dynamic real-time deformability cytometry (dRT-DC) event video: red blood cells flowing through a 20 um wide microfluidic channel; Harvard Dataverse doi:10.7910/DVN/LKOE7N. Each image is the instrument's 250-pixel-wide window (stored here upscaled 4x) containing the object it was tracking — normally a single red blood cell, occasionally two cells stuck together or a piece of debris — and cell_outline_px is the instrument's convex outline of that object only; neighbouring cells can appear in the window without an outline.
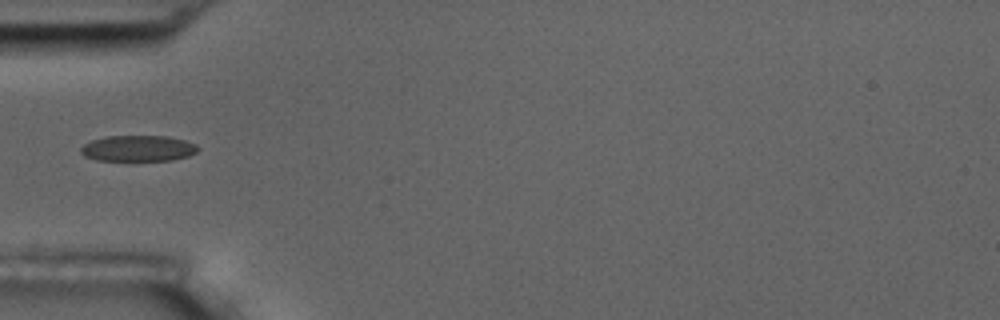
{"species": "common noctule bat (a hibernating species)", "species_latin": "Nyctalus noctula", "temperature_condition": "room temperature", "stored_images_in_passage": 7, "camera_frame_rate_fps": 3000, "um_per_image_px": 0.085, "animal": {"sex": "male", "body_mass_g": 17.5, "forearm_length_mm": 52.3}, "frame": {"image": 1, "passage_image": 2, "time_ms": 1.333, "image_size_px": [1000, 320], "cell_outline_px": [[200, 148], [196, 152], [188, 156], [172, 160], [96, 160], [84, 156], [80, 152], [80, 148], [84, 144], [92, 140], [108, 136], [168, 136], [184, 140], [196, 144]], "centroid_in_image_um": [11.74, 12.61], "position_along_channel_um": 73.3, "area_um2": 17.69}}
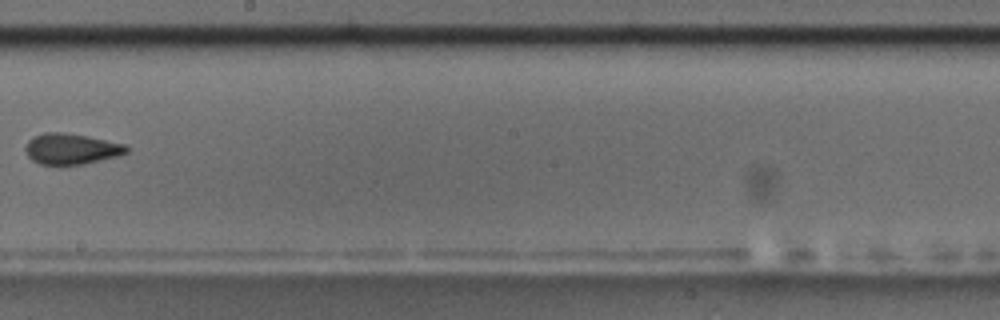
{"frame": {"image": 2, "passage_image": 6, "time_ms": 6.0, "image_size_px": [1000, 320], "cell_outline_px": [[128, 152], [120, 156], [84, 164], [60, 168], [40, 164], [32, 160], [28, 156], [24, 148], [28, 140], [32, 136], [44, 132], [64, 132], [88, 136], [124, 144], [128, 148]], "centroid_in_image_um": [6.02, 12.69], "position_along_channel_um": 242.2, "area_um2": 18.9}}
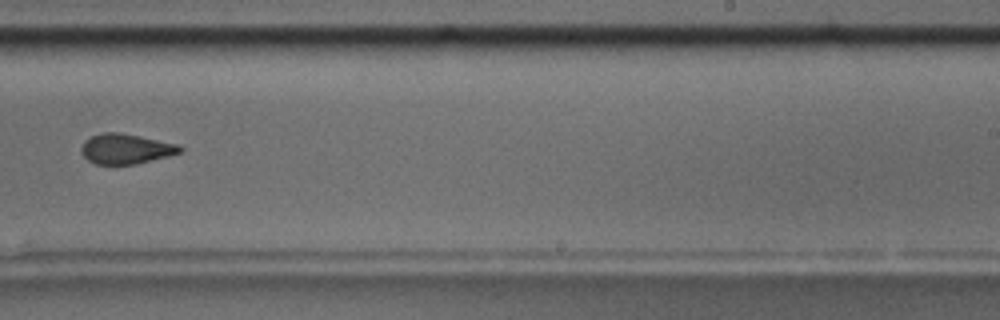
{"frame": {"image": 3, "passage_image": 7, "time_ms": 7.0, "image_size_px": [1000, 320], "cell_outline_px": [[184, 152], [136, 164], [96, 164], [88, 160], [80, 152], [80, 148], [84, 140], [88, 136], [100, 132], [116, 132], [140, 136], [176, 144], [184, 148]], "centroid_in_image_um": [10.66, 12.64], "position_along_channel_um": 278.3, "area_um2": 17.46}}